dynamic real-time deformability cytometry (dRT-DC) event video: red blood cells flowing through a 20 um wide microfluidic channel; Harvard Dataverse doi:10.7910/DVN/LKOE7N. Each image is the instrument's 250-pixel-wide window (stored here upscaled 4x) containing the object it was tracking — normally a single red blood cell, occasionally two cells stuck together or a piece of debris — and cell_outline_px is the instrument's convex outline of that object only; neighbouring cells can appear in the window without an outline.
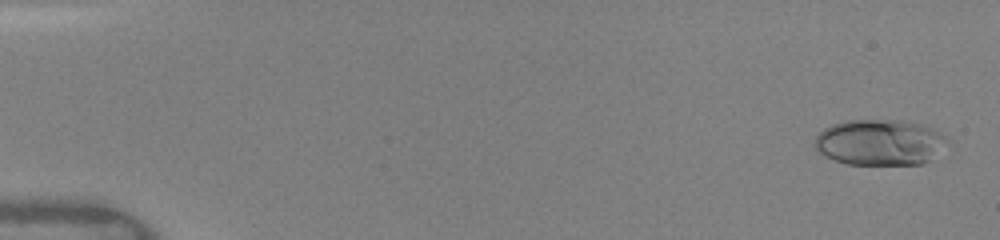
{"species": "human", "species_latin": "Homo sapiens", "temperature_condition": "warm", "stored_images_in_passage": 51, "camera_frame_rate_fps": 3000, "um_per_image_px": 0.085, "donor": {"sex": "female"}, "frame": {"image": 1, "passage_image": 2, "time_ms": 0.333, "image_size_px": [1000, 240], "cell_outline_px": [[944, 136], [928, 160], [920, 164], [848, 164], [836, 160], [816, 152], [812, 144], [816, 136], [824, 128], [832, 124], [848, 120], [900, 120], [920, 124]], "centroid_in_image_um": [74.58, 12.09], "position_along_channel_um": 10.4, "area_um2": 34.33}}
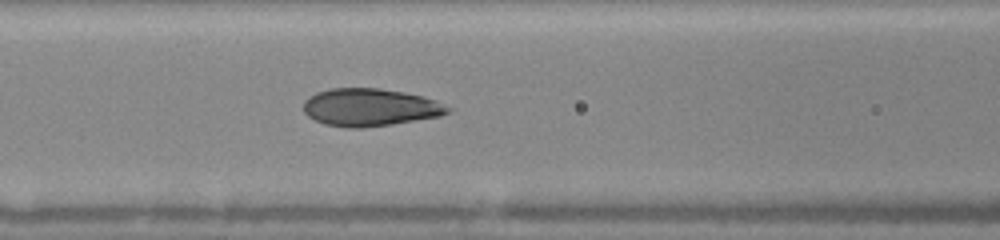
{"frame": {"image": 2, "passage_image": 22, "time_ms": 7.0, "image_size_px": [1000, 240], "cell_outline_px": [[452, 112], [440, 116], [392, 124], [360, 128], [344, 128], [324, 124], [308, 116], [304, 112], [304, 100], [308, 96], [316, 92], [328, 88], [380, 88], [404, 92], [424, 96], [436, 100], [452, 108]], "centroid_in_image_um": [31.46, 9.12], "position_along_channel_um": 135.1, "area_um2": 31.96}}
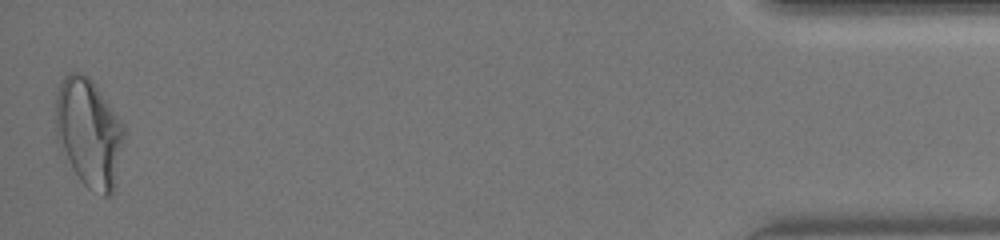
{"frame": {"image": 3, "passage_image": 51, "time_ms": 16.0, "image_size_px": [1000, 240], "cell_outline_px": [[124, 144], [112, 192], [108, 196], [104, 196], [88, 188], [80, 180], [72, 168], [56, 136], [56, 92], [64, 76], [68, 72], [84, 72], [96, 84], [124, 124]], "centroid_in_image_um": [7.57, 11.22], "position_along_channel_um": 427.6, "area_um2": 43.18}, "authors_computed_cell_mechanics": {"area_um2": 32.0212, "velocity_mm_per_s": 4.1316, "shape_relaxation_time_tau1_ms": 6.509, "shape_relaxation_time_tau2_ms": 0.7982, "deformation_change_tau1": 0.243, "deformation_change_tau2": 0.0737}}